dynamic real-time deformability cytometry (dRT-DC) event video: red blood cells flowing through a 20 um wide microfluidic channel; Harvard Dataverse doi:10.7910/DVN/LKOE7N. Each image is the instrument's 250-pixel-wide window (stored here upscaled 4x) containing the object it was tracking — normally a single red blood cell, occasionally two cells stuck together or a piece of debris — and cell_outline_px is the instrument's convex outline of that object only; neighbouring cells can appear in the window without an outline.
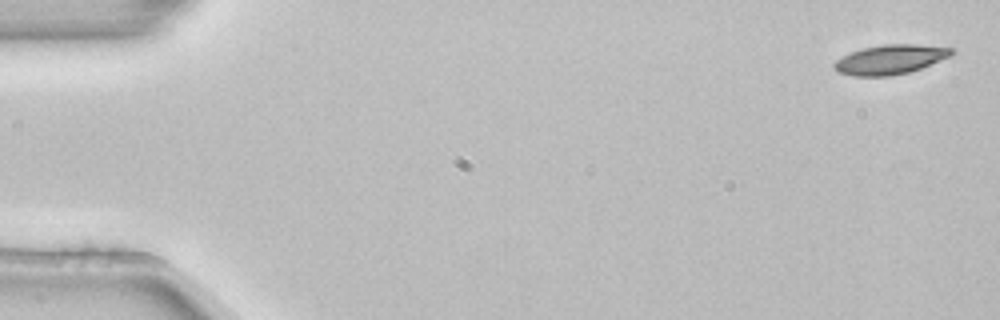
{"species": "common noctule bat (a hibernating species)", "species_latin": "Nyctalus noctula", "temperature_condition": "room temperature", "stored_images_in_passage": 4, "camera_frame_rate_fps": 3000, "um_per_image_px": 0.085, "animal": {"sex": "female", "body_mass_g": 22.7, "forearm_length_mm": 54.2}, "frame": {"image": 1, "passage_image": 1, "time_ms": 0.0, "image_size_px": [1000, 320], "cell_outline_px": [[956, 52], [952, 56], [920, 68], [908, 72], [888, 76], [852, 76], [836, 72], [832, 68], [832, 64], [836, 60], [852, 52], [864, 48], [884, 44], [916, 44], [956, 48]], "centroid_in_image_um": [75.69, 5.05], "position_along_channel_um": 9.3, "area_um2": 20.29}}
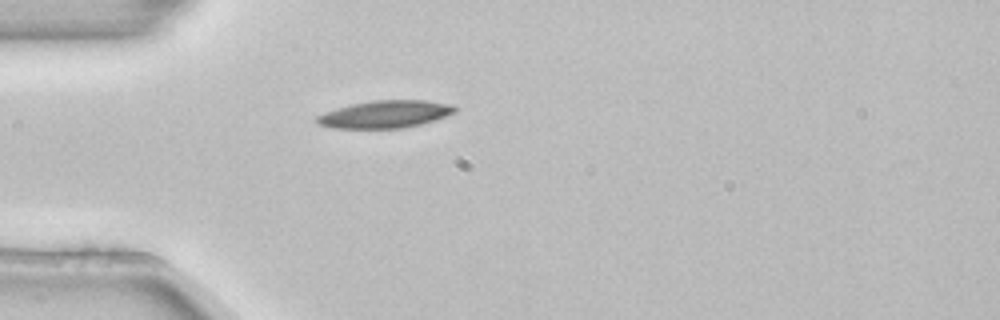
{"frame": {"image": 2, "passage_image": 4, "time_ms": 1.0, "image_size_px": [1000, 320], "cell_outline_px": [[456, 112], [420, 124], [404, 128], [332, 128], [316, 124], [312, 120], [316, 116], [324, 112], [336, 108], [352, 104], [372, 100], [424, 100], [452, 104], [456, 108]], "centroid_in_image_um": [32.66, 9.71], "position_along_channel_um": 52.3, "area_um2": 22.14}}